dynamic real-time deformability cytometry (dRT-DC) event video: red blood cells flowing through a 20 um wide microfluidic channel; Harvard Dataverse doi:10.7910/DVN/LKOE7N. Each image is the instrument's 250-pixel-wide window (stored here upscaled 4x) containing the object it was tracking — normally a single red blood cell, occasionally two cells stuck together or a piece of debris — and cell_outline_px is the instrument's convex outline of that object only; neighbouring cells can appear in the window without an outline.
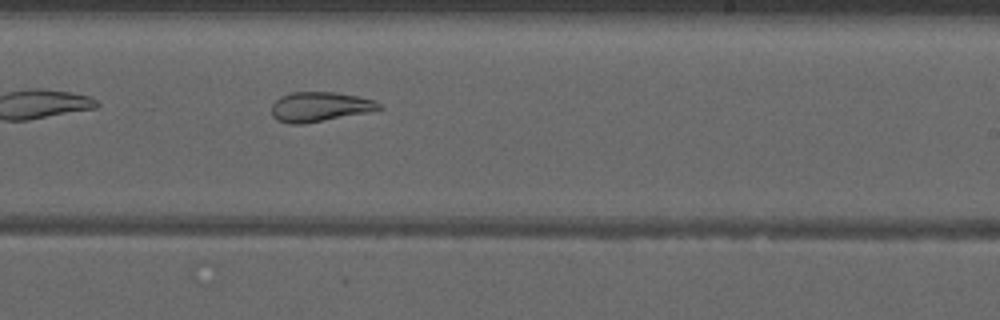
{"species": "common noctule bat (a hibernating species)", "species_latin": "Nyctalus noctula", "temperature_condition": "warm", "stored_images_in_passage": 35, "camera_frame_rate_fps": 3000, "um_per_image_px": 0.085, "animal": {"sex": "male", "forearm_length_mm": 52.5}, "frame": {"image": 1, "passage_image": 16, "time_ms": 5.0, "image_size_px": [1000, 320], "cell_outline_px": [[384, 108], [368, 112], [304, 124], [288, 124], [276, 120], [272, 116], [272, 104], [280, 96], [292, 92], [336, 92], [376, 100]], "centroid_in_image_um": [27.17, 9.08], "position_along_channel_um": 261.8, "area_um2": 18.67}, "authors_computed_cell_mechanics": {"area_um2": 21.4438, "velocity_mm_per_s": 3.9948, "shape_relaxation_time_tau1_ms": null, "shape_relaxation_time_tau2_ms": 2.1401, "deformation_change_tau1": null, "deformation_change_tau2": 0.0907}}